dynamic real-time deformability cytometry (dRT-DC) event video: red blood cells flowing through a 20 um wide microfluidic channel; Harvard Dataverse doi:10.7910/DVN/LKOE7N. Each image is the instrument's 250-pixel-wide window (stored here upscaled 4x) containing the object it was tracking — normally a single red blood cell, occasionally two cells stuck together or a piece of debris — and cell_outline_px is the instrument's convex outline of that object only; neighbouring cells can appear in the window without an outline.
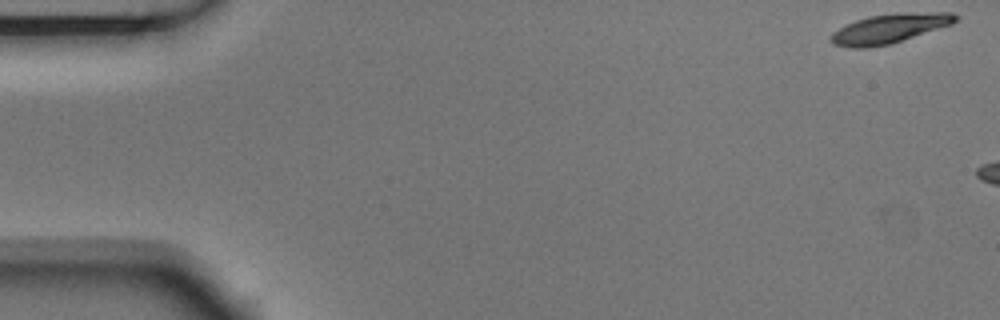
{"species": "Egyptian fruit bat (a non-hibernating species)", "species_latin": "Rousettus aegyptiacus", "temperature_condition": "room temperature", "stored_images_in_passage": 3, "camera_frame_rate_fps": 3000, "um_per_image_px": 0.085, "animal": {"sex": "male"}, "frame": {"image": 1, "passage_image": 1, "time_ms": 0.0, "image_size_px": [1000, 320], "cell_outline_px": [[960, 16], [952, 24], [892, 44], [868, 48], [852, 48], [832, 44], [828, 40], [828, 36], [832, 32], [856, 20], [868, 16], [896, 12], [952, 12]], "centroid_in_image_um": [75.6, 2.42], "position_along_channel_um": 9.4, "area_um2": 21.73}}